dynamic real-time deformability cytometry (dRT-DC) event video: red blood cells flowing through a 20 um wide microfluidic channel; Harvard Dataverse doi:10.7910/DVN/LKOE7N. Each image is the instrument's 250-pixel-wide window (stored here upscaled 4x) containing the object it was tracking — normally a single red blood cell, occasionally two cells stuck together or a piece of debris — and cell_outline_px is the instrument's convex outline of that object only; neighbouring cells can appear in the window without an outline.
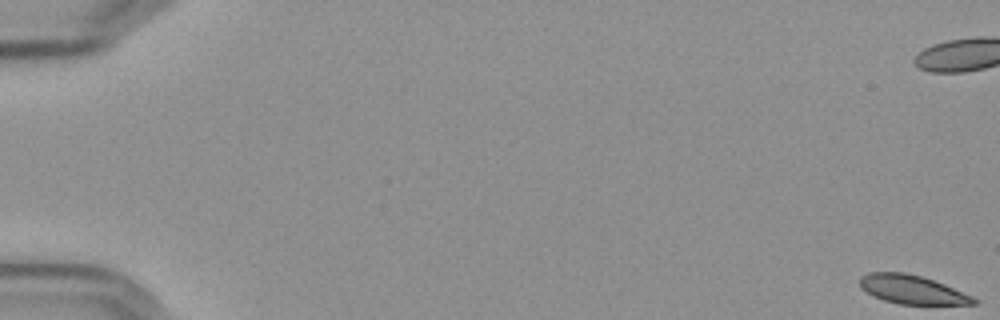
{"species": "Egyptian fruit bat (a non-hibernating species)", "species_latin": "Rousettus aegyptiacus", "temperature_condition": "cold", "stored_images_in_passage": 59, "camera_frame_rate_fps": 3000, "um_per_image_px": 0.085, "frame": {"image": 1, "passage_image": 1, "time_ms": 0.0, "image_size_px": [1000, 320], "cell_outline_px": [[976, 304], [900, 304], [884, 300], [872, 296], [860, 288], [860, 276], [868, 272], [904, 272], [920, 276], [944, 284], [972, 296], [976, 300]], "centroid_in_image_um": [77.46, 24.6], "position_along_channel_um": 7.5, "area_um2": 18.9}}
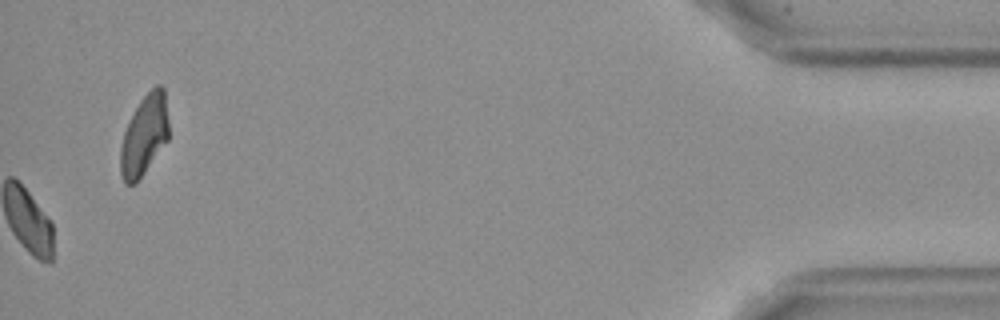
{"frame": {"image": 2, "passage_image": 59, "time_ms": 19.333, "image_size_px": [1000, 320], "cell_outline_px": [[168, 140], [136, 184], [124, 184], [120, 172], [120, 148], [124, 132], [140, 100], [156, 84], [160, 84], [164, 88], [168, 120]], "centroid_in_image_um": [12.26, 11.52], "position_along_channel_um": 422.9, "area_um2": 22.54}, "authors_computed_cell_mechanics": {"area_um2": 20.6924, "velocity_mm_per_s": 3.5744, "shape_relaxation_time_tau1_ms": 5.5215, "shape_relaxation_time_tau2_ms": 8.0206, "deformation_change_tau1": 0.133, "deformation_change_tau2": 0.1275}}